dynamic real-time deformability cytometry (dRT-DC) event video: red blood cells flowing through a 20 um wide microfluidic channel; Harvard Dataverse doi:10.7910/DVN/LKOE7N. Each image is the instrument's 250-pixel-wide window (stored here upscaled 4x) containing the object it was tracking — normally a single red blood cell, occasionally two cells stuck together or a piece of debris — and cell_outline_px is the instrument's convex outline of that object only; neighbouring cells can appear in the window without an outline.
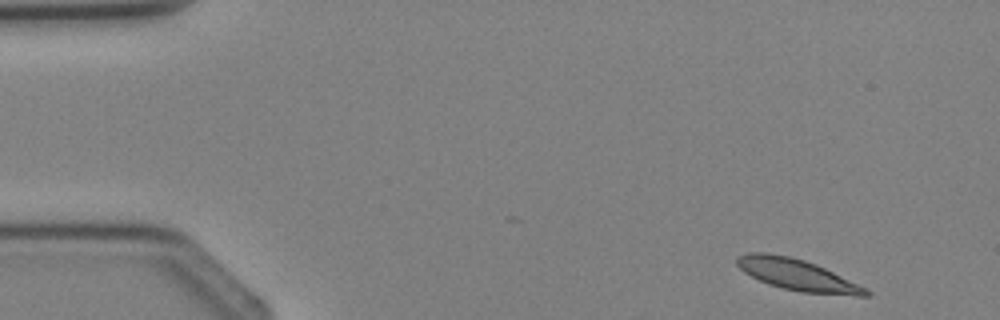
{"species": "Egyptian fruit bat (a non-hibernating species)", "species_latin": "Rousettus aegyptiacus", "temperature_condition": "cold", "stored_images_in_passage": 3, "camera_frame_rate_fps": 3000, "um_per_image_px": 0.085, "animal": {"sex": "female"}, "frame": {"image": 1, "passage_image": 1, "time_ms": 0.0, "image_size_px": [1000, 320], "cell_outline_px": [[872, 296], [856, 296], [800, 292], [768, 284], [744, 272], [736, 264], [736, 256], [748, 252], [768, 252], [788, 256], [804, 260], [816, 264], [868, 288], [872, 292]], "centroid_in_image_um": [67.8, 23.36], "position_along_channel_um": 17.2, "area_um2": 23.7}}
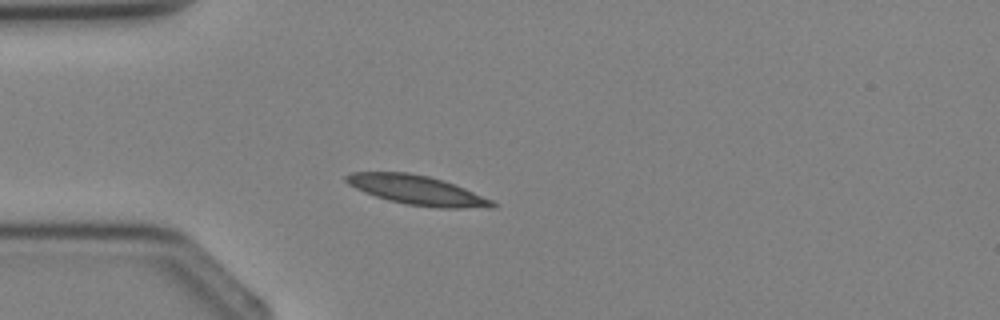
{"frame": {"image": 2, "passage_image": 3, "time_ms": 2.333, "image_size_px": [1000, 320], "cell_outline_px": [[496, 208], [440, 208], [408, 204], [388, 200], [364, 192], [348, 184], [344, 180], [344, 176], [352, 172], [408, 172], [428, 176], [464, 188], [492, 200], [496, 204]], "centroid_in_image_um": [35.44, 16.17], "position_along_channel_um": 49.6, "area_um2": 24.74}}